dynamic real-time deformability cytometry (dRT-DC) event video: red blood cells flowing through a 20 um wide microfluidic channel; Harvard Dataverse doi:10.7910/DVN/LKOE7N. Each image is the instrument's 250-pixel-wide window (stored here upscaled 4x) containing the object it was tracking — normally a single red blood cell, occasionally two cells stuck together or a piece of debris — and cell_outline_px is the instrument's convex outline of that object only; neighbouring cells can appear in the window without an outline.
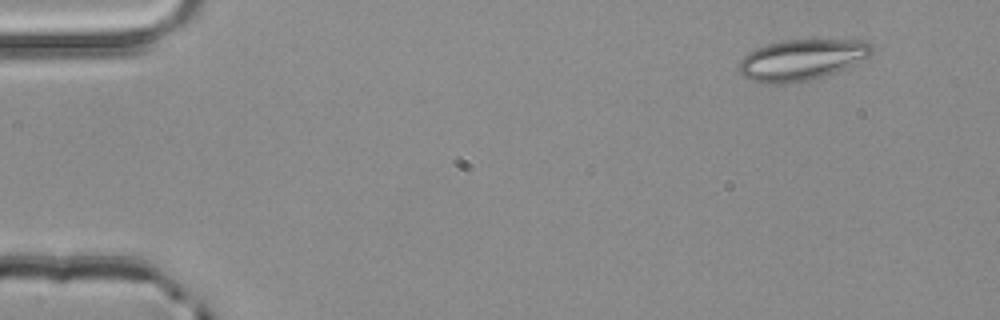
{"species": "common noctule bat (a hibernating species)", "species_latin": "Nyctalus noctula", "temperature_condition": "room temperature", "stored_images_in_passage": 3, "camera_frame_rate_fps": 3000, "um_per_image_px": 0.085, "animal": {"sex": "male", "body_mass_g": 20.4}, "frame": {"image": 1, "passage_image": 1, "time_ms": 0.0, "image_size_px": [1000, 320], "cell_outline_px": [[876, 48], [872, 56], [844, 68], [824, 76], [808, 80], [788, 84], [764, 84], [748, 80], [736, 68], [736, 64], [748, 52], [756, 48], [768, 44], [784, 40], [864, 40], [872, 44]], "centroid_in_image_um": [68.13, 5.09], "position_along_channel_um": 16.9, "area_um2": 32.14}}